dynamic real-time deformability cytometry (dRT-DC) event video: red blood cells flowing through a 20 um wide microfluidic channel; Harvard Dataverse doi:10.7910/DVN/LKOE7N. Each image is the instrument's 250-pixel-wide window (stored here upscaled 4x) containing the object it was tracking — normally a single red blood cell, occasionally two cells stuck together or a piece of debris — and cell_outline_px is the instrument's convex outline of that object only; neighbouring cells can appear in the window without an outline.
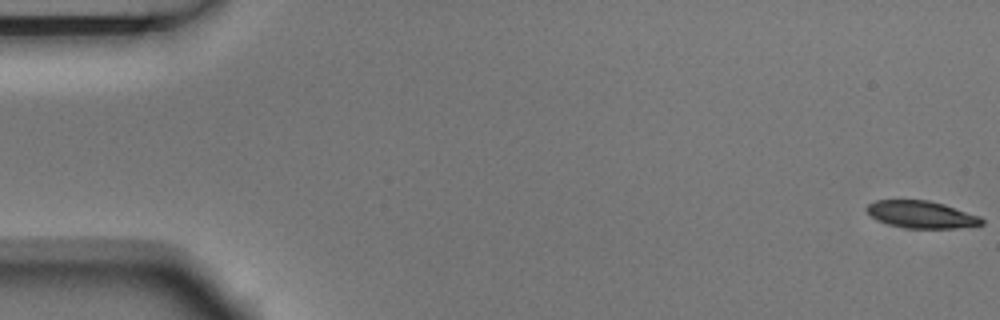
{"species": "Egyptian fruit bat (a non-hibernating species)", "species_latin": "Rousettus aegyptiacus", "temperature_condition": "room temperature", "stored_images_in_passage": 5, "camera_frame_rate_fps": 3000, "um_per_image_px": 0.085, "animal": {"sex": "male"}, "frame": {"image": 1, "passage_image": 1, "time_ms": 0.0, "image_size_px": [1000, 320], "cell_outline_px": [[984, 224], [956, 228], [904, 228], [888, 224], [872, 216], [864, 208], [868, 204], [876, 200], [928, 200], [944, 204], [980, 216], [984, 220]], "centroid_in_image_um": [78.33, 18.23], "position_along_channel_um": 6.7, "area_um2": 18.15}}
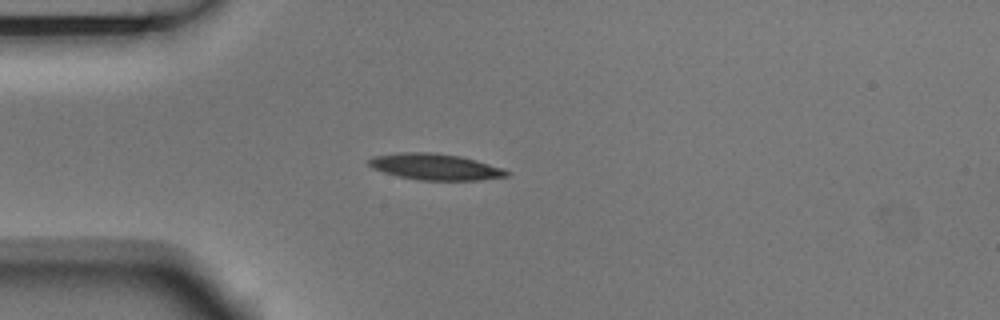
{"frame": {"image": 2, "passage_image": 5, "time_ms": 1.333, "image_size_px": [1000, 320], "cell_outline_px": [[508, 176], [480, 180], [420, 180], [400, 176], [384, 172], [372, 168], [368, 164], [368, 160], [372, 156], [396, 152], [432, 152], [460, 156], [476, 160], [504, 168], [508, 172]], "centroid_in_image_um": [36.98, 14.16], "position_along_channel_um": 48.0, "area_um2": 21.1}}